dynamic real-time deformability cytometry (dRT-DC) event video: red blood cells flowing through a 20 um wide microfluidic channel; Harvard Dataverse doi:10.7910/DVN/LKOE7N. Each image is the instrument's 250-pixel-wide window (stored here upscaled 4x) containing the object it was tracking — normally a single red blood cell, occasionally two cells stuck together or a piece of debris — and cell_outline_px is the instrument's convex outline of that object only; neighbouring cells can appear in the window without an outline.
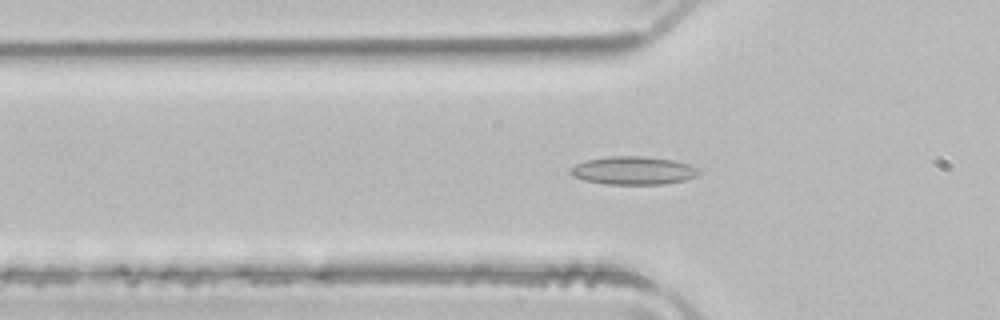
{"species": "common noctule bat (a hibernating species)", "species_latin": "Nyctalus noctula", "temperature_condition": "room temperature", "stored_images_in_passage": 51, "camera_frame_rate_fps": 3000, "um_per_image_px": 0.085, "animal": {"sex": "male", "body_mass_g": 21.5, "forearm_length_mm": 52.0}, "frame": {"image": 1, "passage_image": 16, "time_ms": 5.0, "image_size_px": [1000, 320], "cell_outline_px": [[700, 172], [696, 176], [684, 180], [664, 184], [608, 184], [584, 180], [572, 176], [568, 172], [576, 164], [588, 160], [608, 156], [644, 156], [672, 160], [688, 164], [700, 168]], "centroid_in_image_um": [53.84, 14.49], "position_along_channel_um": 72.0, "area_um2": 20.98}}
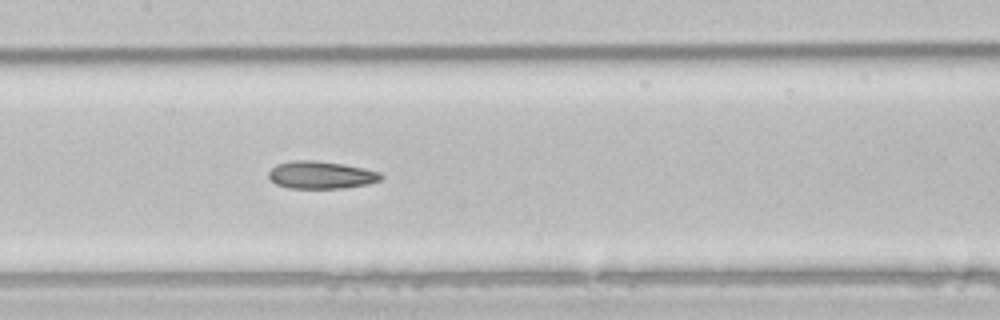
{"frame": {"image": 2, "passage_image": 24, "time_ms": 7.667, "image_size_px": [1000, 320], "cell_outline_px": [[384, 176], [380, 180], [368, 184], [344, 188], [288, 188], [276, 184], [268, 176], [268, 172], [276, 164], [292, 160], [316, 160], [344, 164], [364, 168], [380, 172]], "centroid_in_image_um": [27.29, 14.86], "position_along_channel_um": 180.1, "area_um2": 18.15}}
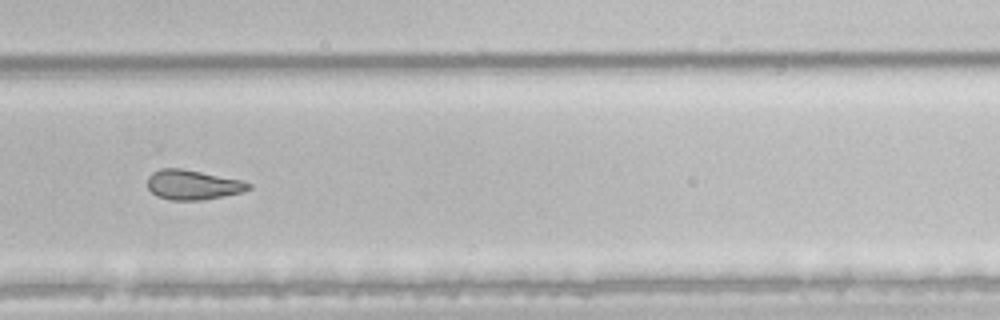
{"frame": {"image": 3, "passage_image": 34, "time_ms": 11.0, "image_size_px": [1000, 320], "cell_outline_px": [[252, 188], [244, 192], [204, 200], [168, 200], [156, 196], [148, 188], [148, 176], [152, 172], [160, 168], [180, 168], [244, 180], [252, 184]], "centroid_in_image_um": [16.42, 15.71], "position_along_channel_um": 313.4, "area_um2": 17.8}, "authors_computed_cell_mechanics": {"area_um2": 20.1722, "velocity_mm_per_s": 4.014, "shape_relaxation_time_tau1_ms": null, "shape_relaxation_time_tau2_ms": 2.3454, "deformation_change_tau1": null, "deformation_change_tau2": 0.0921}}